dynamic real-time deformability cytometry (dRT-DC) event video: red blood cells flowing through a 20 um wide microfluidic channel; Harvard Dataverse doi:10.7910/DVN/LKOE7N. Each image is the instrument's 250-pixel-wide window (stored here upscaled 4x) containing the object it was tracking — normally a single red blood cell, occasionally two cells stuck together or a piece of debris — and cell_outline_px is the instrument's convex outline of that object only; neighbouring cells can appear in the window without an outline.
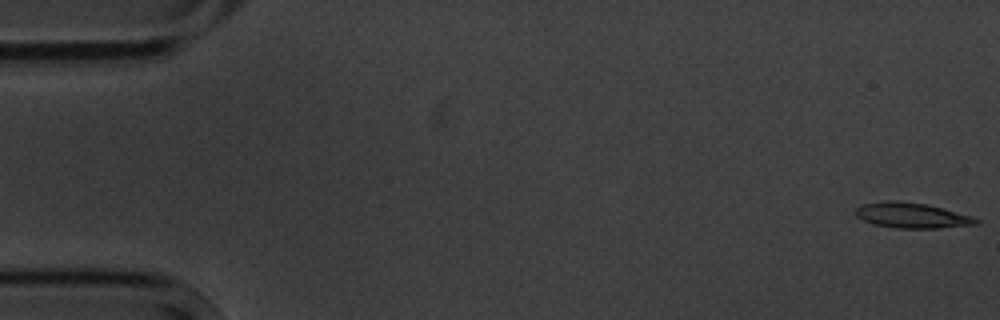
{"species": "common noctule bat (a hibernating species)", "species_latin": "Nyctalus noctula", "temperature_condition": "cold", "stored_images_in_passage": 6, "camera_frame_rate_fps": 3000, "um_per_image_px": 0.085, "animal": {"sex": "male", "body_mass_g": 20.1, "forearm_length_mm": 53.5}, "frame": {"image": 1, "passage_image": 1, "time_ms": 0.0, "image_size_px": [1000, 320], "cell_outline_px": [[980, 220], [976, 224], [940, 228], [896, 228], [872, 224], [856, 216], [856, 208], [864, 204], [888, 200], [928, 204], [972, 216]], "centroid_in_image_um": [77.51, 18.31], "position_along_channel_um": 7.5, "area_um2": 17.63}}
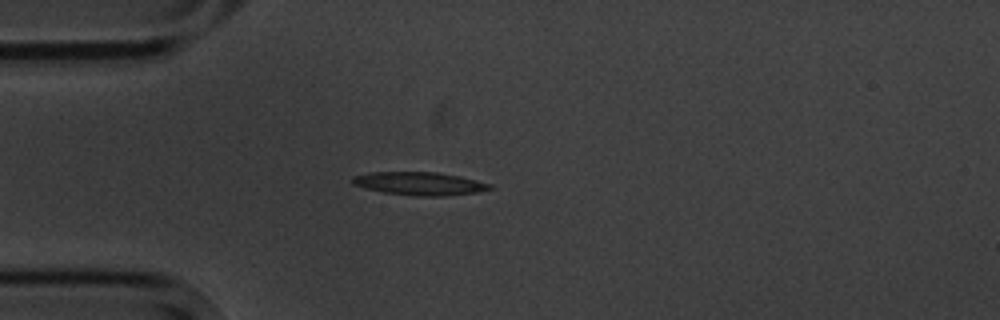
{"frame": {"image": 2, "passage_image": 5, "time_ms": 4.667, "image_size_px": [1000, 320], "cell_outline_px": [[492, 188], [476, 192], [444, 196], [416, 196], [384, 192], [364, 188], [352, 184], [352, 176], [368, 172], [436, 172], [460, 176], [492, 184]], "centroid_in_image_um": [35.63, 15.6], "position_along_channel_um": 49.4, "area_um2": 18.5}}